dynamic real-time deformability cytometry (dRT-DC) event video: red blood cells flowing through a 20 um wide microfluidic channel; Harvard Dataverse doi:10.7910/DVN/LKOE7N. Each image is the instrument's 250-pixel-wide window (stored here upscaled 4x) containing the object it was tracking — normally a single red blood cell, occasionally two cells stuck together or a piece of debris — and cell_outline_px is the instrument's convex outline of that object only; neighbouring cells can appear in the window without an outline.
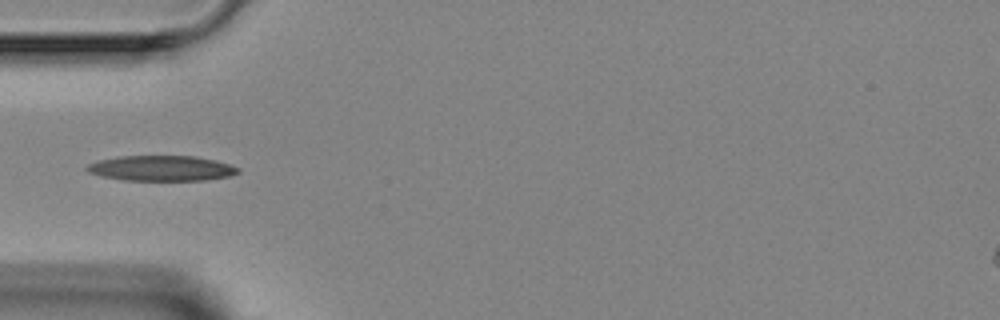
{"species": "Egyptian fruit bat (a non-hibernating species)", "species_latin": "Rousettus aegyptiacus", "temperature_condition": "room temperature", "stored_images_in_passage": 1, "camera_frame_rate_fps": 3000, "um_per_image_px": 0.085, "animal": {"sex": "female"}, "frame": {"image": 1, "passage_image": 1, "time_ms": 0.0, "image_size_px": [1000, 320], "cell_outline_px": [[240, 172], [228, 176], [204, 180], [124, 180], [104, 176], [88, 172], [84, 168], [88, 164], [100, 160], [120, 156], [196, 156], [216, 160], [240, 168]], "centroid_in_image_um": [13.74, 14.29], "position_along_channel_um": 71.3, "area_um2": 22.14}}